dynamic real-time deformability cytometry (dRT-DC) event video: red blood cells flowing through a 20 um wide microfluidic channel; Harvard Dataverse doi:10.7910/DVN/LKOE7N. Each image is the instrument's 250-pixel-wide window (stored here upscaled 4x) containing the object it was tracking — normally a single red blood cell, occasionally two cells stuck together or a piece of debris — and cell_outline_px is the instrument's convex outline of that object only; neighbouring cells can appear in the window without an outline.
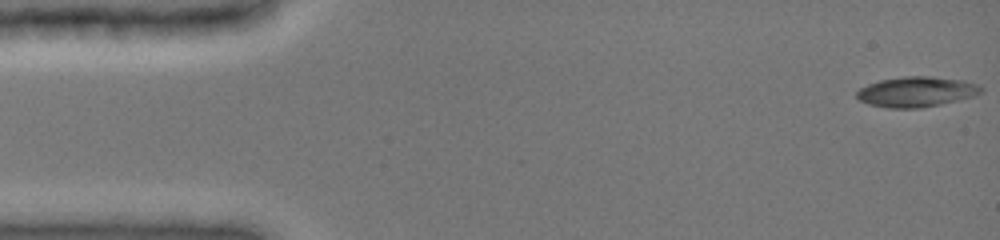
{"species": "common noctule bat (a hibernating species)", "species_latin": "Nyctalus noctula", "temperature_condition": "cold", "stored_images_in_passage": 34, "camera_frame_rate_fps": 3000, "um_per_image_px": 0.085, "animal": {"sex": "female", "body_mass_g": 19.0, "forearm_length_mm": 51.5}, "frame": {"image": 1, "passage_image": 1, "time_ms": 0.0, "image_size_px": [1000, 240], "cell_outline_px": [[984, 88], [980, 92], [972, 96], [940, 104], [920, 108], [888, 108], [868, 104], [860, 100], [856, 96], [856, 92], [860, 88], [868, 84], [880, 80], [904, 76], [932, 76], [964, 80], [980, 84]], "centroid_in_image_um": [77.89, 7.79], "position_along_channel_um": 7.1, "area_um2": 21.91}}
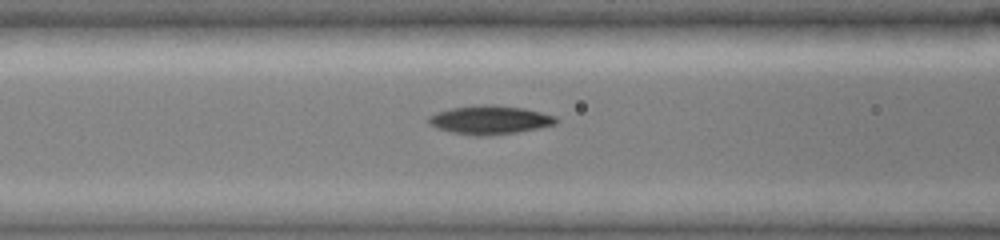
{"frame": {"image": 2, "passage_image": 31, "time_ms": 6.0, "image_size_px": [1000, 240], "cell_outline_px": [[560, 120], [556, 124], [516, 132], [480, 136], [476, 136], [452, 132], [436, 128], [428, 124], [428, 116], [436, 112], [452, 108], [484, 104], [492, 104], [524, 108], [556, 116]], "centroid_in_image_um": [41.62, 10.18], "position_along_channel_um": 125.0, "area_um2": 21.21}}
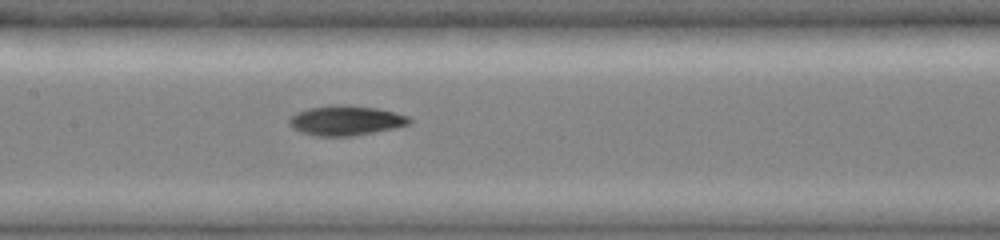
{"frame": {"image": 3, "passage_image": 34, "time_ms": 7.333, "image_size_px": [1000, 240], "cell_outline_px": [[412, 124], [352, 136], [316, 136], [300, 132], [292, 128], [288, 124], [288, 120], [296, 112], [308, 108], [328, 104], [348, 104], [376, 108], [408, 116], [412, 120]], "centroid_in_image_um": [29.34, 10.23], "position_along_channel_um": 178.1, "area_um2": 21.04}}